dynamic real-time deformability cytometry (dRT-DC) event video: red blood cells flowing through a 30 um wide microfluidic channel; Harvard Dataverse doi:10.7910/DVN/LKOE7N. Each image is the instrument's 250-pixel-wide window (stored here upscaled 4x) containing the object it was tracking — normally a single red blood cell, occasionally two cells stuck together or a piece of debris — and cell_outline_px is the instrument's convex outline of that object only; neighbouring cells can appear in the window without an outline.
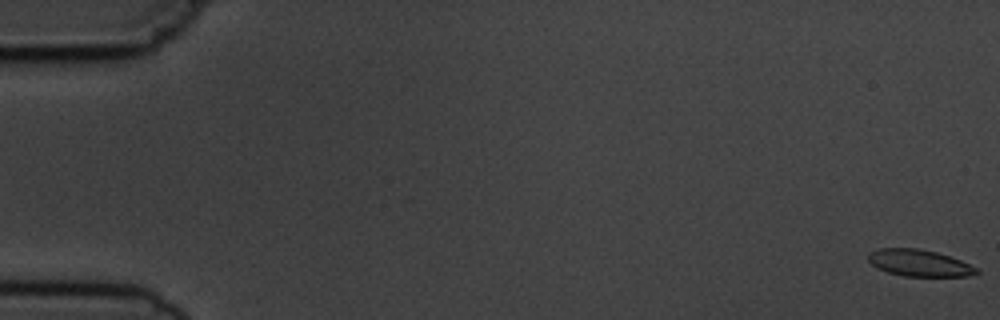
{"species": "common noctule bat (a hibernating species)", "species_latin": "Nyctalus noctula", "temperature_condition": "cold", "stored_images_in_passage": 6, "camera_frame_rate_fps": 3000, "um_per_image_px": 0.085, "animal": {"sex": "male", "body_mass_g": 19.5, "forearm_length_mm": 54.6}, "frame": {"image": 1, "passage_image": 1, "time_ms": 0.0, "image_size_px": [1000, 320], "cell_outline_px": [[980, 272], [968, 276], [904, 276], [888, 272], [876, 268], [868, 260], [868, 252], [880, 248], [916, 248], [936, 252], [960, 260], [976, 268]], "centroid_in_image_um": [78.09, 22.35], "position_along_channel_um": 6.9, "area_um2": 16.7}}